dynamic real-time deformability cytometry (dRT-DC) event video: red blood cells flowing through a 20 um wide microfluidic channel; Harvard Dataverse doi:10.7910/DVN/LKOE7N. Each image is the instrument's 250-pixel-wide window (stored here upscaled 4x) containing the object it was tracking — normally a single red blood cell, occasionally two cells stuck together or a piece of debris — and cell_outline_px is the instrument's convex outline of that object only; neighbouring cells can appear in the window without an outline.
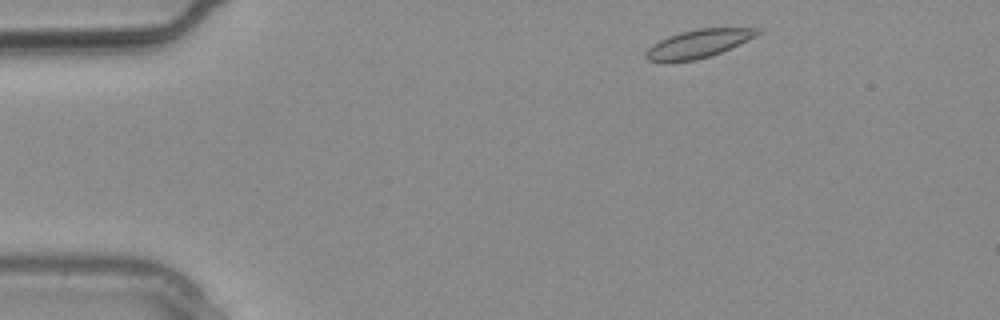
{"species": "common noctule bat (a hibernating species)", "species_latin": "Nyctalus noctula", "temperature_condition": "warm", "stored_images_in_passage": 2, "segment_of_instrument_passage": [2, 2], "camera_frame_rate_fps": 3000, "um_per_image_px": 0.085, "animal": {"sex": "male", "body_mass_g": 20.4}, "frame": {"image": 1, "passage_image": 2, "time_ms": 0.333, "image_size_px": [1000, 320], "cell_outline_px": [[764, 32], [756, 36], [720, 52], [696, 60], [668, 64], [664, 64], [648, 60], [644, 56], [644, 52], [652, 44], [668, 36], [680, 32], [700, 28], [764, 28]], "centroid_in_image_um": [59.31, 3.74], "position_along_channel_um": 25.7, "area_um2": 18.73}}